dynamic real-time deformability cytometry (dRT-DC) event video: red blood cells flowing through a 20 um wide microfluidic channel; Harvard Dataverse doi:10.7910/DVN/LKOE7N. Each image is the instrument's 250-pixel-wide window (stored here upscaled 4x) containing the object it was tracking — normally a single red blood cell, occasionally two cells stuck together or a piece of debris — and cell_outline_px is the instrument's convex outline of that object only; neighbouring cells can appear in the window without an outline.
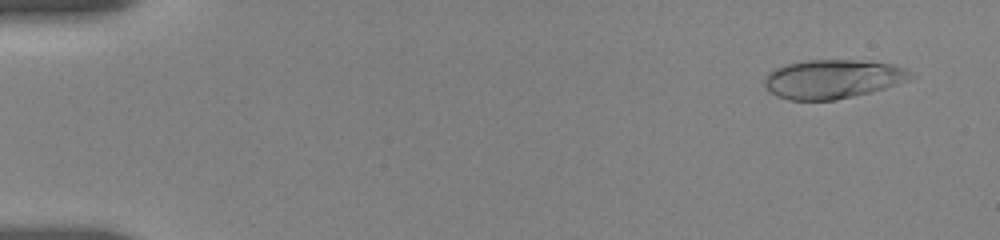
{"species": "human", "species_latin": "Homo sapiens", "temperature_condition": "room temperature", "stored_images_in_passage": 39, "camera_frame_rate_fps": 3000, "um_per_image_px": 0.085, "donor": {"sex": "female"}, "frame": {"image": 1, "passage_image": 1, "time_ms": 0.0, "image_size_px": [1000, 240], "cell_outline_px": [[916, 76], [908, 80], [884, 88], [836, 100], [788, 100], [776, 96], [764, 88], [764, 76], [768, 72], [784, 64], [808, 60], [852, 60], [892, 64], [904, 68], [912, 72]], "centroid_in_image_um": [70.72, 6.72], "position_along_channel_um": 14.3, "area_um2": 33.18}}
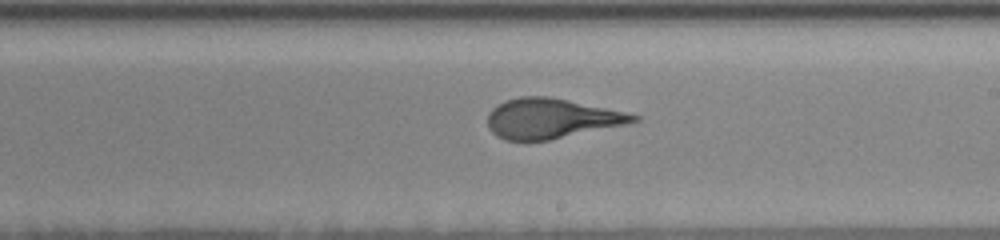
{"frame": {"image": 2, "passage_image": 24, "time_ms": 9.667, "image_size_px": [1000, 240], "cell_outline_px": [[640, 120], [628, 124], [548, 140], [524, 144], [504, 140], [496, 136], [488, 128], [488, 112], [492, 108], [504, 100], [520, 96], [548, 96], [628, 112], [640, 116]], "centroid_in_image_um": [46.82, 10.1], "position_along_channel_um": 242.2, "area_um2": 34.68}}
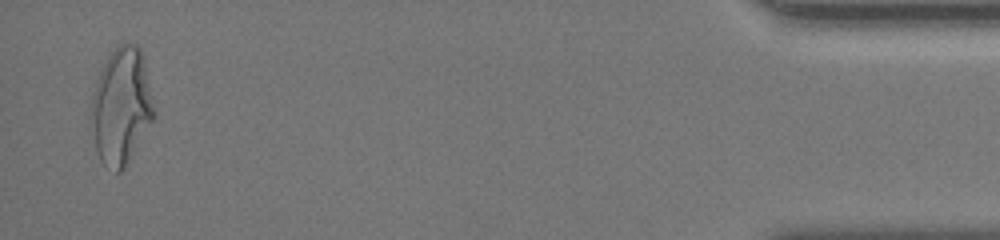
{"frame": {"image": 3, "passage_image": 39, "time_ms": 16.667, "image_size_px": [1000, 240], "cell_outline_px": [[156, 116], [124, 168], [120, 172], [116, 172], [104, 164], [100, 160], [88, 128], [88, 116], [92, 96], [100, 72], [108, 56], [120, 44], [136, 44], [140, 48], [144, 56], [156, 112]], "centroid_in_image_um": [10.3, 9.06], "position_along_channel_um": 424.9, "area_um2": 43.29}, "authors_computed_cell_mechanics": {"area_um2": 34.5644, "velocity_mm_per_s": 3.6791, "shape_relaxation_time_tau1_ms": 4.4872, "shape_relaxation_time_tau2_ms": null, "deformation_change_tau1": 0.2068, "deformation_change_tau2": null}}